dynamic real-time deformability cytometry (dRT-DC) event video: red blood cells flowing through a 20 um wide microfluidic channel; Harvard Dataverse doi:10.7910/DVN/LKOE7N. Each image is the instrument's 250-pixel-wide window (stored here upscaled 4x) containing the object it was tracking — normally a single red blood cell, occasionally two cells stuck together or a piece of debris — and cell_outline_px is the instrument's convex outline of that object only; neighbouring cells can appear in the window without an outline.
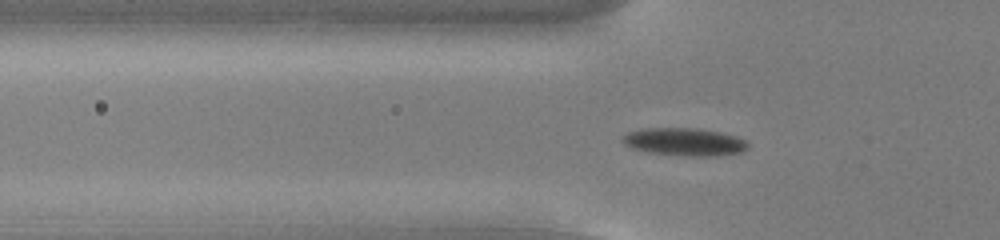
{"species": "common noctule bat (a hibernating species)", "species_latin": "Nyctalus noctula", "temperature_condition": "cold", "stored_images_in_passage": 55, "camera_frame_rate_fps": 3000, "um_per_image_px": 0.085, "animal": {"sex": "male", "body_mass_g": 13.0, "forearm_length_mm": 53.1}, "frame": {"image": 1, "passage_image": 19, "time_ms": 6.0, "image_size_px": [1000, 240], "cell_outline_px": [[748, 148], [744, 152], [716, 156], [684, 156], [648, 152], [632, 148], [624, 144], [620, 140], [628, 132], [640, 128], [696, 128], [720, 132], [736, 136], [744, 140], [748, 144]], "centroid_in_image_um": [58.18, 12.06], "position_along_channel_um": 67.6, "area_um2": 20.46}}
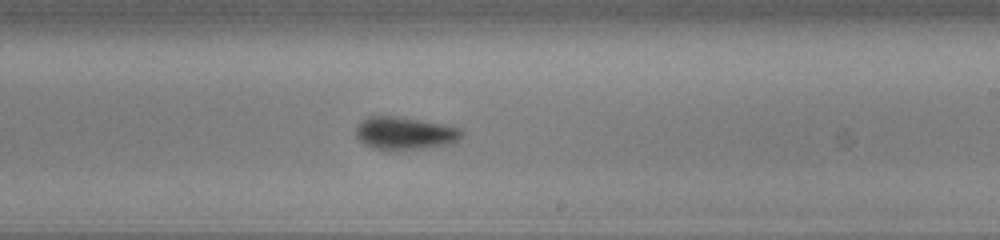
{"frame": {"image": 2, "passage_image": 34, "time_ms": 11.0, "image_size_px": [1000, 240], "cell_outline_px": [[464, 136], [452, 144], [396, 152], [372, 148], [364, 144], [356, 136], [356, 124], [360, 120], [368, 116], [396, 116], [420, 120], [460, 128], [464, 132]], "centroid_in_image_um": [34.39, 11.35], "position_along_channel_um": 254.6, "area_um2": 20.69}}
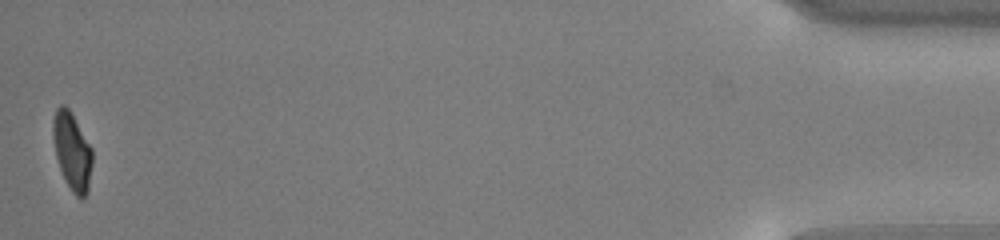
{"frame": {"image": 3, "passage_image": 55, "time_ms": 18.0, "image_size_px": [1000, 240], "cell_outline_px": [[92, 164], [88, 192], [80, 200], [72, 192], [64, 180], [56, 156], [52, 136], [52, 124], [56, 108], [60, 104], [64, 104], [72, 112], [92, 148]], "centroid_in_image_um": [6.13, 12.85], "position_along_channel_um": 429.1, "area_um2": 18.03}, "authors_computed_cell_mechanics": {"area_um2": 19.074, "velocity_mm_per_s": 3.7727, "shape_relaxation_time_tau1_ms": 2.7371, "shape_relaxation_time_tau2_ms": 4.1374, "deformation_change_tau1": 0.1386, "deformation_change_tau2": 0.0849}}